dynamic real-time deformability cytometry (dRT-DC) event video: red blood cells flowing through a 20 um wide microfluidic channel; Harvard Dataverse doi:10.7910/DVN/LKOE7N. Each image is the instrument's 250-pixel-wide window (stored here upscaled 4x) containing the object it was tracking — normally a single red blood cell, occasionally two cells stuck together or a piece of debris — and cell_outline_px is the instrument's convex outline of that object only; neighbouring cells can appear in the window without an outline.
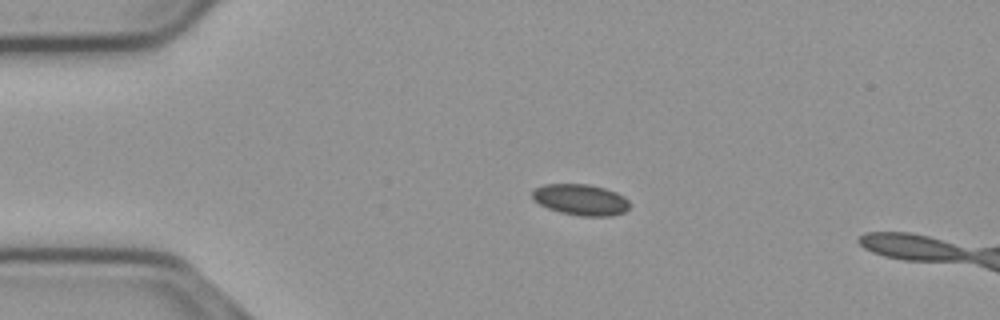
{"species": "common noctule bat (a hibernating species)", "species_latin": "Nyctalus noctula", "temperature_condition": "cold", "stored_images_in_passage": 42, "camera_frame_rate_fps": 3000, "um_per_image_px": 0.085, "animal": {"sex": "male", "body_mass_g": 23.1, "forearm_length_mm": 52.7}, "frame": {"image": 1, "passage_image": 1, "time_ms": 0.0, "image_size_px": [1000, 320], "cell_outline_px": [[628, 208], [624, 212], [612, 216], [580, 216], [560, 212], [548, 208], [532, 200], [532, 192], [536, 188], [544, 184], [588, 184], [604, 188], [616, 192], [624, 196], [628, 200]], "centroid_in_image_um": [49.35, 16.97], "position_along_channel_um": 35.7, "area_um2": 17.63}}
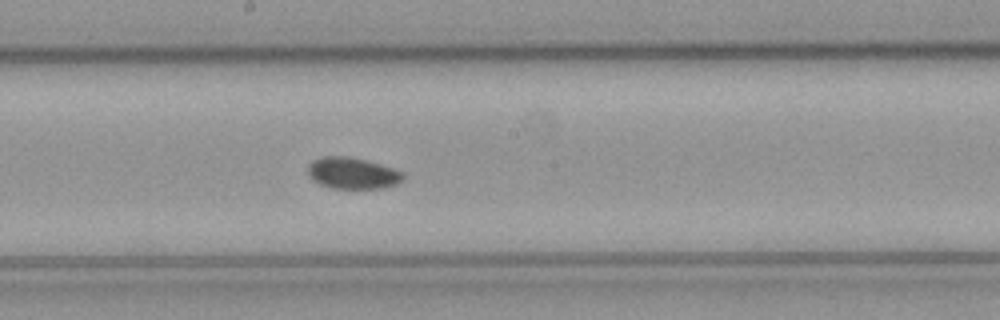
{"frame": {"image": 2, "passage_image": 19, "time_ms": 6.0, "image_size_px": [1000, 320], "cell_outline_px": [[404, 180], [396, 184], [384, 188], [332, 188], [320, 184], [312, 180], [308, 176], [308, 164], [312, 160], [324, 156], [348, 156], [380, 164], [404, 172]], "centroid_in_image_um": [29.95, 14.72], "position_along_channel_um": 218.2, "area_um2": 17.51}}
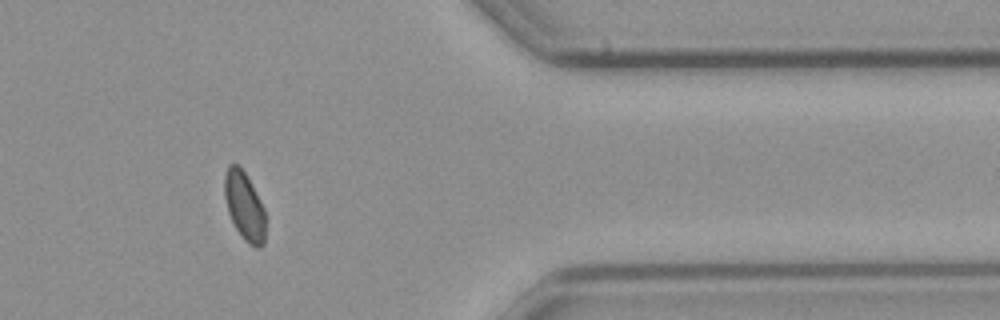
{"frame": {"image": 3, "passage_image": 35, "time_ms": 11.333, "image_size_px": [1000, 320], "cell_outline_px": [[264, 244], [260, 248], [256, 248], [248, 244], [244, 240], [236, 228], [228, 212], [224, 196], [224, 172], [228, 164], [236, 164], [244, 172], [264, 208]], "centroid_in_image_um": [20.75, 17.53], "position_along_channel_um": 390.7, "area_um2": 16.13}}